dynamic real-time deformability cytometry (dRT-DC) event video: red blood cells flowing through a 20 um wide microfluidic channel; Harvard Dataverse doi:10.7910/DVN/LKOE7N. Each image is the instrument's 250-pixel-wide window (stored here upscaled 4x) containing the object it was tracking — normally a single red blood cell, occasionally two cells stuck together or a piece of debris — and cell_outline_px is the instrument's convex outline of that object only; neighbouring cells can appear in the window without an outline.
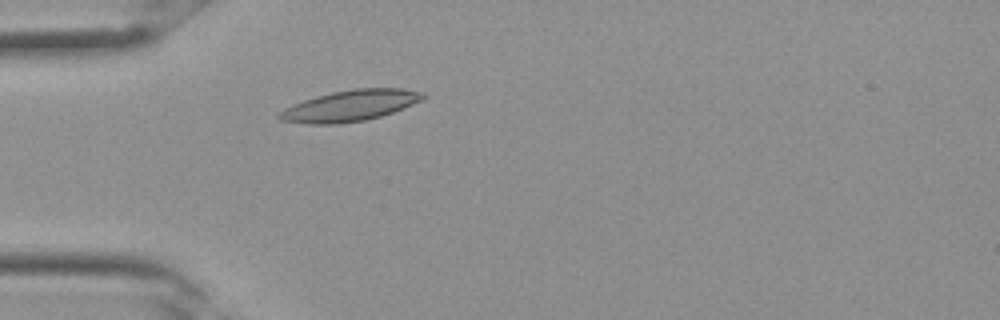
{"species": "Egyptian fruit bat (a non-hibernating species)", "species_latin": "Rousettus aegyptiacus", "temperature_condition": "room temperature", "stored_images_in_passage": 30, "camera_frame_rate_fps": 3000, "um_per_image_px": 0.085, "frame": {"image": 1, "passage_image": 7, "time_ms": 2.0, "image_size_px": [1000, 320], "cell_outline_px": [[424, 100], [392, 112], [380, 116], [364, 120], [336, 124], [308, 124], [280, 120], [276, 116], [284, 108], [292, 104], [316, 96], [332, 92], [356, 88], [400, 88], [424, 92]], "centroid_in_image_um": [29.75, 8.98], "position_along_channel_um": 55.3, "area_um2": 25.89}}
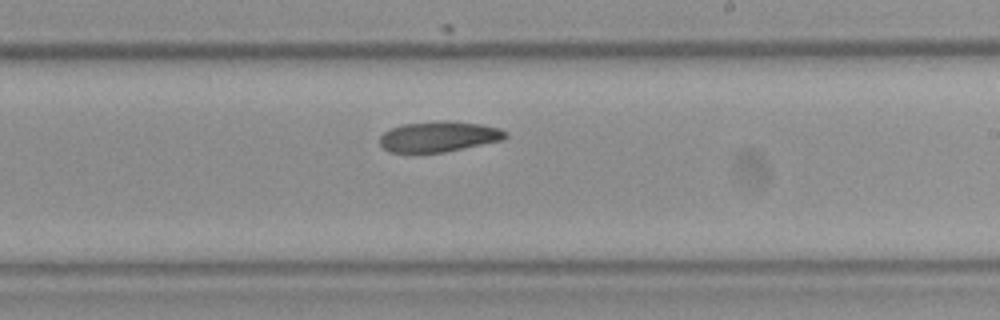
{"frame": {"image": 2, "passage_image": 17, "time_ms": 5.333, "image_size_px": [1000, 320], "cell_outline_px": [[508, 136], [504, 140], [444, 152], [388, 152], [380, 144], [380, 136], [384, 132], [400, 124], [444, 120], [448, 120], [480, 124], [500, 128], [508, 132]], "centroid_in_image_um": [37.33, 11.6], "position_along_channel_um": 251.7, "area_um2": 22.48}}
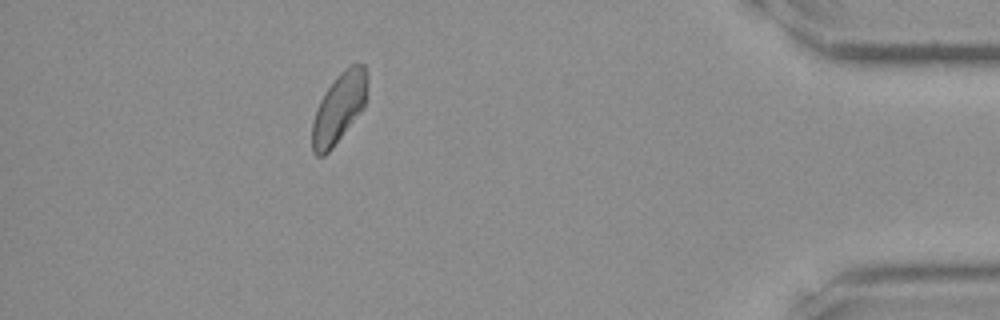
{"frame": {"image": 3, "passage_image": 27, "time_ms": 8.667, "image_size_px": [1000, 320], "cell_outline_px": [[368, 84], [364, 108], [332, 148], [324, 156], [316, 156], [312, 152], [312, 120], [316, 108], [324, 92], [336, 76], [344, 68], [352, 64], [364, 64], [368, 72]], "centroid_in_image_um": [28.82, 9.15], "position_along_channel_um": 406.4, "area_um2": 22.77}}